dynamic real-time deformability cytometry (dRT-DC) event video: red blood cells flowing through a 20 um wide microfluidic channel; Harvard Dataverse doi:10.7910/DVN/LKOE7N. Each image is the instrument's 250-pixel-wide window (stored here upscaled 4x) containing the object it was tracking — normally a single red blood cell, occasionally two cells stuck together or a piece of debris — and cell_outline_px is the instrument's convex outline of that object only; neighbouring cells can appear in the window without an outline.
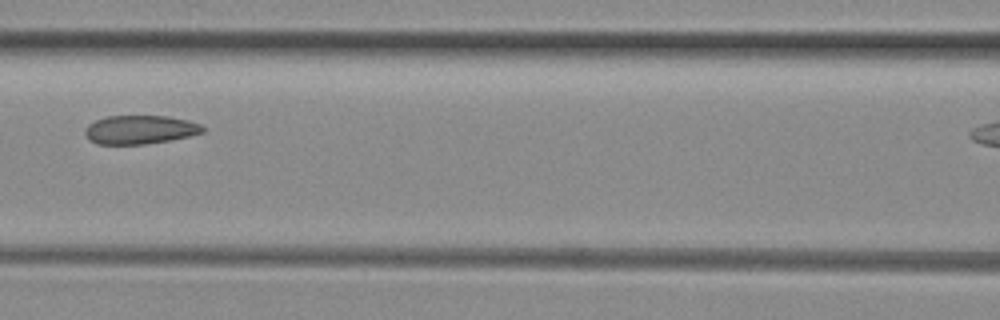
{"species": "common noctule bat (a hibernating species)", "species_latin": "Nyctalus noctula", "temperature_condition": "room temperature", "stored_images_in_passage": 6, "segment_of_instrument_passage": [1, 2], "camera_frame_rate_fps": 3000, "um_per_image_px": 0.085, "animal": {"sex": "female", "body_mass_g": 29.2, "forearm_length_mm": 56.3}, "frame": {"image": 1, "passage_image": 5, "time_ms": 1.333, "image_size_px": [1000, 320], "cell_outline_px": [[204, 132], [188, 136], [168, 140], [144, 144], [96, 144], [84, 132], [84, 128], [88, 124], [104, 116], [168, 116], [188, 120], [200, 124], [204, 128]], "centroid_in_image_um": [11.89, 11.01], "position_along_channel_um": 154.7, "area_um2": 19.54}}